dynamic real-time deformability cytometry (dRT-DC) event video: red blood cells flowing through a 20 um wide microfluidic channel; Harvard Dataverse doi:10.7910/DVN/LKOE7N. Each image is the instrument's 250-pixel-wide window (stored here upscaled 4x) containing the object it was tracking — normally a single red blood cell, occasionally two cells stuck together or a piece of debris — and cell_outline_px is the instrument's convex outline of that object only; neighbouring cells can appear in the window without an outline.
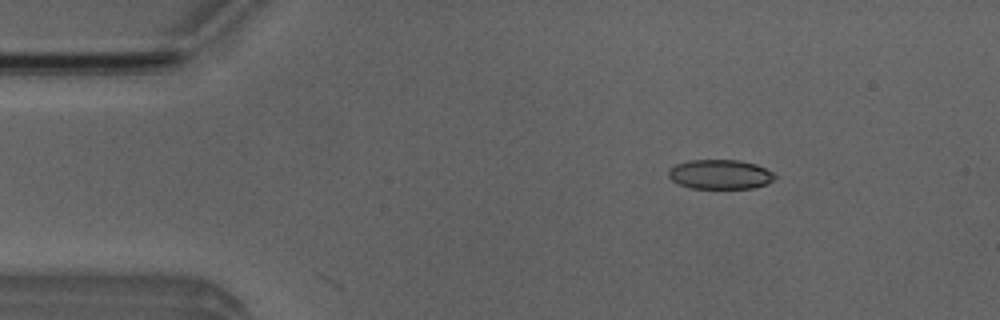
{"species": "Egyptian fruit bat (a non-hibernating species)", "species_latin": "Rousettus aegyptiacus", "temperature_condition": "room temperature", "stored_images_in_passage": 8, "camera_frame_rate_fps": 3000, "um_per_image_px": 0.085, "animal": {"sex": "male"}, "frame": {"image": 1, "passage_image": 7, "time_ms": 2.0, "image_size_px": [1000, 320], "cell_outline_px": [[776, 176], [772, 180], [764, 184], [752, 188], [692, 188], [680, 184], [672, 180], [668, 176], [668, 168], [676, 164], [688, 160], [740, 160], [756, 164], [772, 172]], "centroid_in_image_um": [61.17, 14.81], "position_along_channel_um": 23.8, "area_um2": 18.15}}